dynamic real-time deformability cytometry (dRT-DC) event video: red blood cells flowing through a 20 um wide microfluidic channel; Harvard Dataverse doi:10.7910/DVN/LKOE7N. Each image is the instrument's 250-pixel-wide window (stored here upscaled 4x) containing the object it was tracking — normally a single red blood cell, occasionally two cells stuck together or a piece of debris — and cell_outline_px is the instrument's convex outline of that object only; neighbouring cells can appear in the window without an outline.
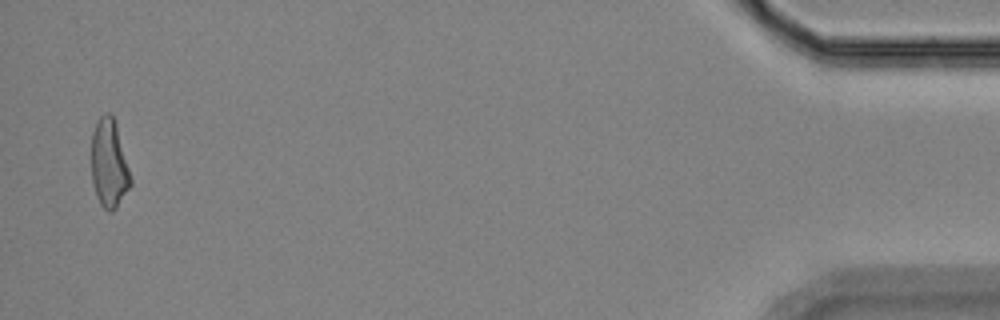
{"species": "Egyptian fruit bat (a non-hibernating species)", "species_latin": "Rousettus aegyptiacus", "temperature_condition": "room temperature", "stored_images_in_passage": 20, "camera_frame_rate_fps": 3000, "um_per_image_px": 0.085, "animal": {"sex": "female"}, "frame": {"image": 1, "passage_image": 20, "time_ms": 26.333, "image_size_px": [1000, 320], "cell_outline_px": [[132, 184], [116, 208], [112, 212], [108, 212], [100, 204], [96, 196], [92, 184], [92, 132], [100, 116], [104, 112], [108, 112], [112, 116], [116, 124], [132, 180]], "centroid_in_image_um": [9.27, 13.94], "position_along_channel_um": 425.9, "area_um2": 20.11}}